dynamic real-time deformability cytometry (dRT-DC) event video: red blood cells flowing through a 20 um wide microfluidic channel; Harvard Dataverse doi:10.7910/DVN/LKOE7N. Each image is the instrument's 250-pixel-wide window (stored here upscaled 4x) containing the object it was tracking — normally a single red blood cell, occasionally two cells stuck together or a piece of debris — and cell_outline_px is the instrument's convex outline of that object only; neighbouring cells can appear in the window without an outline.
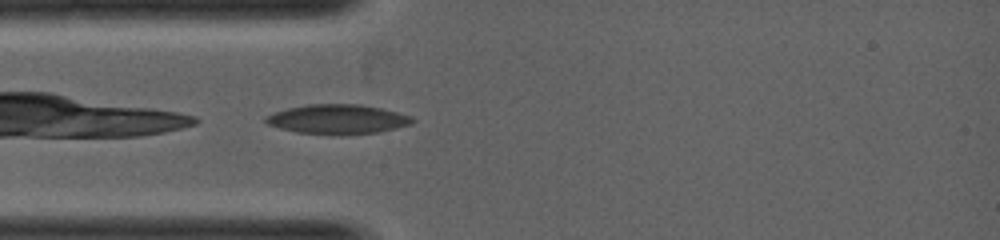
{"species": "common noctule bat (a hibernating species)", "species_latin": "Nyctalus noctula", "temperature_condition": "warm", "stored_images_in_passage": 23, "camera_frame_rate_fps": 5000, "um_per_image_px": 0.085, "animal": {"sex": "female", "body_mass_g": 19.0, "forearm_length_mm": 53.3}, "frame": {"image": 1, "passage_image": 1, "time_ms": 0.0, "image_size_px": [1000, 240], "cell_outline_px": [[416, 120], [412, 124], [396, 128], [376, 132], [332, 136], [296, 132], [280, 128], [268, 124], [264, 120], [264, 116], [288, 108], [308, 104], [360, 104], [380, 108], [412, 116]], "centroid_in_image_um": [28.69, 10.14], "position_along_channel_um": 56.3, "area_um2": 25.37}}
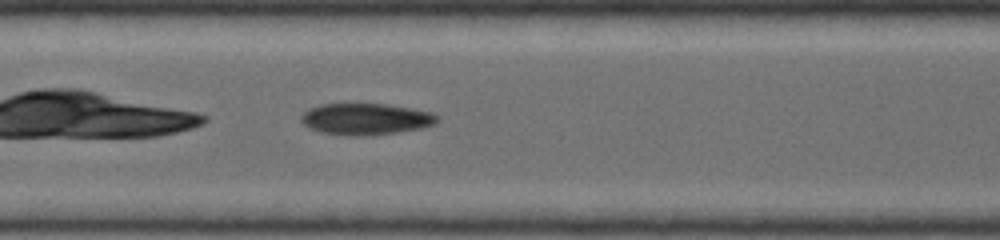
{"frame": {"image": 2, "passage_image": 8, "time_ms": 1.4, "image_size_px": [1000, 240], "cell_outline_px": [[440, 120], [436, 124], [424, 128], [400, 132], [356, 136], [348, 136], [320, 132], [308, 128], [300, 120], [300, 116], [308, 108], [320, 104], [388, 104], [412, 108], [432, 112], [440, 116]], "centroid_in_image_um": [31.12, 10.12], "position_along_channel_um": 176.3, "area_um2": 25.37}}
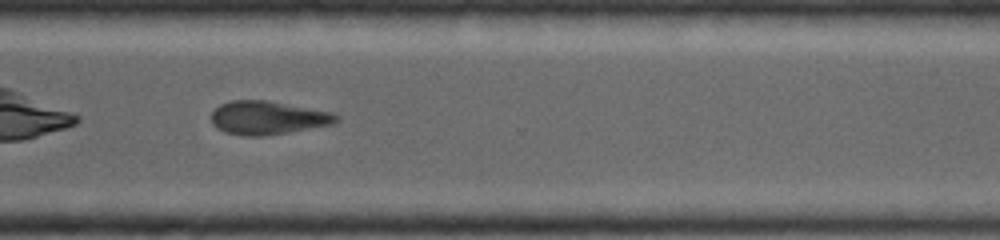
{"frame": {"image": 3, "passage_image": 18, "time_ms": 3.4, "image_size_px": [1000, 240], "cell_outline_px": [[340, 120], [332, 124], [288, 132], [260, 136], [244, 136], [224, 132], [216, 128], [212, 124], [212, 112], [220, 104], [232, 100], [264, 100], [332, 112], [340, 116]], "centroid_in_image_um": [22.74, 10.01], "position_along_channel_um": 347.9, "area_um2": 24.22}}